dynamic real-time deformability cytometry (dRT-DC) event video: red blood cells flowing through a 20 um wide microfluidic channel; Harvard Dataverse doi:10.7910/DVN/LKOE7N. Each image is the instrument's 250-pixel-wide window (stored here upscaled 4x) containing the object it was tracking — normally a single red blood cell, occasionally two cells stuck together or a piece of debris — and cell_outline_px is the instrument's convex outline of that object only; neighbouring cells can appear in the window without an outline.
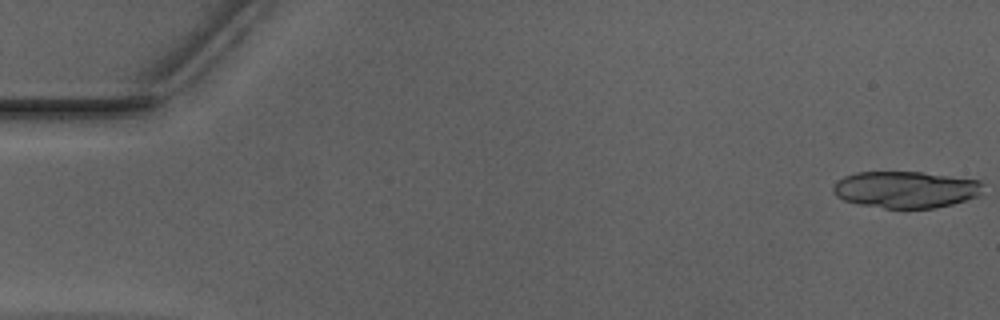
{"species": "Egyptian fruit bat (a non-hibernating species)", "species_latin": "Rousettus aegyptiacus", "temperature_condition": "warm", "stored_images_in_passage": 18, "camera_frame_rate_fps": 3000, "um_per_image_px": 0.085, "animal": {"sex": "male"}, "frame": {"image": 1, "passage_image": 1, "time_ms": 0.0, "image_size_px": [1000, 320], "cell_outline_px": [[980, 196], [952, 204], [936, 208], [884, 208], [860, 204], [844, 200], [836, 196], [832, 192], [832, 184], [844, 176], [856, 172], [924, 172], [980, 180]], "centroid_in_image_um": [76.95, 16.11], "position_along_channel_um": 8.1, "area_um2": 32.14}}